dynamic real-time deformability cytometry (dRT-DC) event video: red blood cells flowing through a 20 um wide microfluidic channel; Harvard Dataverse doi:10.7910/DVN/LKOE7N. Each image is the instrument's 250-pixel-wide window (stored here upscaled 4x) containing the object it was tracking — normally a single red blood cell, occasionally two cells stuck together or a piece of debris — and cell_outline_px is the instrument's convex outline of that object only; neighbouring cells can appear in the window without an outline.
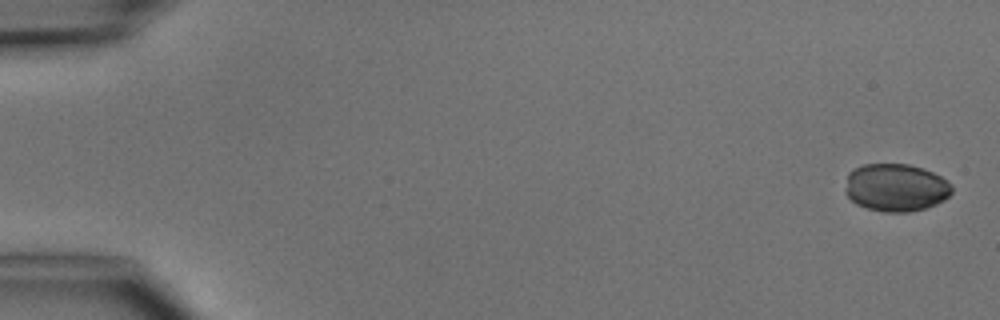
{"species": "common noctule bat (a hibernating species)", "species_latin": "Nyctalus noctula", "temperature_condition": "cold", "stored_images_in_passage": 7, "camera_frame_rate_fps": 3000, "um_per_image_px": 0.085, "animal": {"sex": "male", "body_mass_g": 15.6}, "frame": {"image": 1, "passage_image": 1, "time_ms": 0.0, "image_size_px": [1000, 320], "cell_outline_px": [[952, 192], [944, 200], [936, 204], [924, 208], [908, 212], [884, 212], [868, 208], [856, 204], [844, 192], [844, 188], [848, 172], [864, 164], [908, 164], [924, 168], [948, 180], [952, 184]], "centroid_in_image_um": [76.14, 15.93], "position_along_channel_um": 8.9, "area_um2": 29.82}}
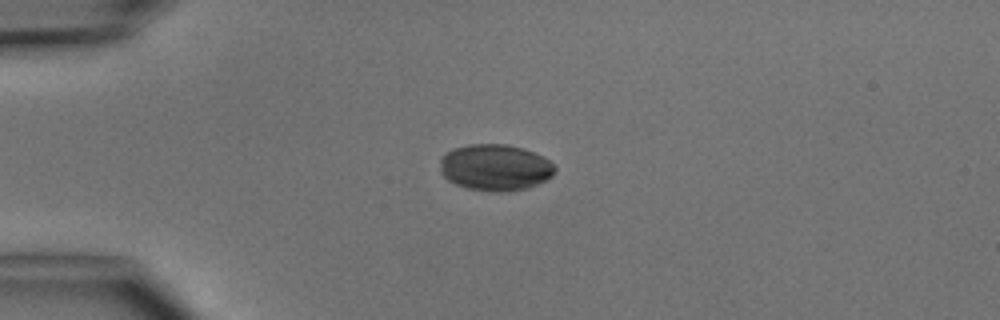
{"frame": {"image": 2, "passage_image": 4, "time_ms": 3.667, "image_size_px": [1000, 320], "cell_outline_px": [[556, 172], [552, 176], [536, 184], [524, 188], [500, 192], [496, 192], [468, 188], [456, 184], [448, 180], [440, 172], [440, 156], [444, 152], [452, 148], [468, 144], [504, 144], [520, 148], [544, 156], [556, 168]], "centroid_in_image_um": [42.04, 14.22], "position_along_channel_um": 43.0, "area_um2": 30.98}}
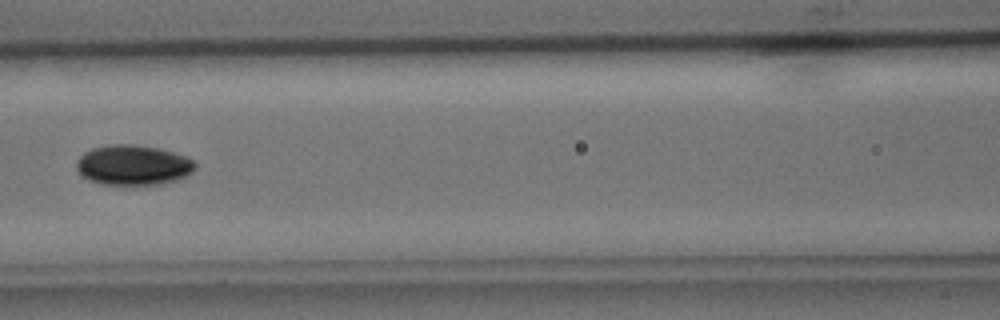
{"frame": {"image": 3, "passage_image": 7, "time_ms": 7.0, "image_size_px": [1000, 320], "cell_outline_px": [[196, 168], [192, 172], [176, 180], [160, 184], [100, 184], [88, 180], [76, 168], [76, 160], [84, 152], [92, 148], [108, 144], [136, 144], [160, 148], [188, 156], [196, 164]], "centroid_in_image_um": [11.32, 14.01], "position_along_channel_um": 155.3, "area_um2": 27.92}}